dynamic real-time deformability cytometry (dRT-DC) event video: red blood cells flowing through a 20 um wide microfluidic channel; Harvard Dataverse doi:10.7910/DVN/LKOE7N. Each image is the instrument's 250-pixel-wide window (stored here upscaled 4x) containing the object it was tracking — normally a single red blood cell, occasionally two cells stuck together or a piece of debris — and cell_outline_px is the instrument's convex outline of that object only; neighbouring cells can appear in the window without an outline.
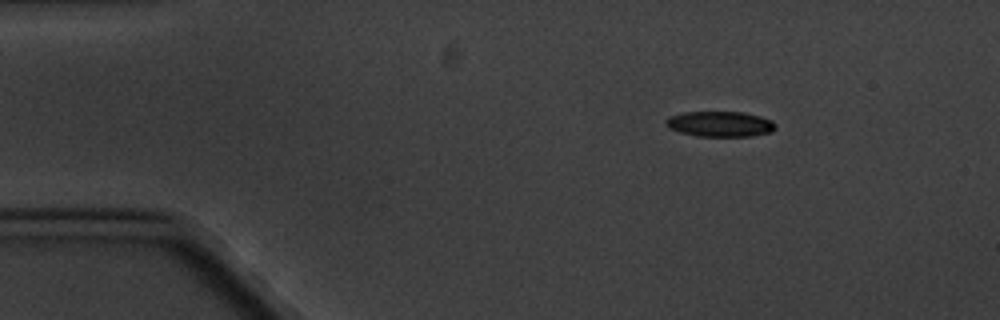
{"species": "common noctule bat (a hibernating species)", "species_latin": "Nyctalus noctula", "temperature_condition": "cold", "stored_images_in_passage": 4, "camera_frame_rate_fps": 3000, "um_per_image_px": 0.085, "animal": {"sex": "male", "body_mass_g": 20.1, "forearm_length_mm": 53.5}, "frame": {"image": 1, "passage_image": 2, "time_ms": 1.0, "image_size_px": [1000, 320], "cell_outline_px": [[776, 128], [772, 132], [752, 136], [696, 136], [680, 132], [668, 128], [664, 124], [664, 120], [668, 116], [684, 112], [744, 112], [760, 116], [772, 120], [776, 124]], "centroid_in_image_um": [61.19, 10.54], "position_along_channel_um": 23.8, "area_um2": 16.47}}